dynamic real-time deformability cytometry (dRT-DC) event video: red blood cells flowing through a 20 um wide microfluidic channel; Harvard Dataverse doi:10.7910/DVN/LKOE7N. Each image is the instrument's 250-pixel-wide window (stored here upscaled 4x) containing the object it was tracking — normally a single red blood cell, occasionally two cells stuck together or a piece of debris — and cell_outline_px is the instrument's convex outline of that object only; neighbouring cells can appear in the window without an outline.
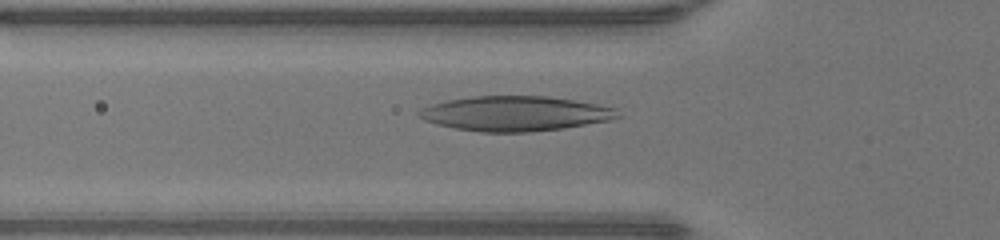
{"species": "human", "species_latin": "Homo sapiens", "temperature_condition": "warm", "stored_images_in_passage": 47, "camera_frame_rate_fps": 3000, "um_per_image_px": 0.085, "donor": {"sex": "male"}, "frame": {"image": 1, "passage_image": 15, "time_ms": 4.667, "image_size_px": [1000, 240], "cell_outline_px": [[620, 116], [612, 120], [564, 128], [532, 132], [480, 132], [456, 128], [436, 124], [424, 120], [416, 116], [416, 112], [420, 108], [432, 104], [448, 100], [472, 96], [544, 96], [576, 100], [616, 108]], "centroid_in_image_um": [43.77, 9.65], "position_along_channel_um": 82.0, "area_um2": 40.58}}
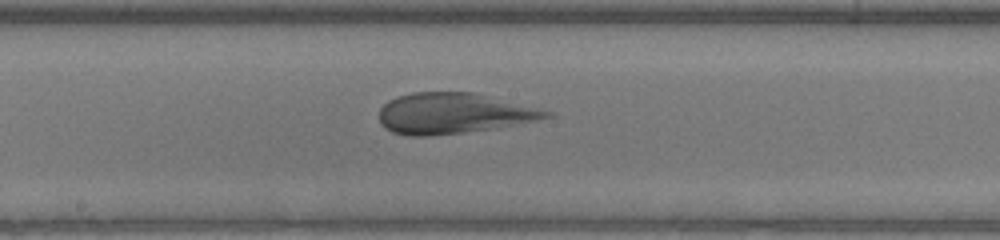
{"frame": {"image": 2, "passage_image": 24, "time_ms": 7.667, "image_size_px": [1000, 240], "cell_outline_px": [[556, 112], [552, 116], [492, 128], [464, 132], [428, 136], [408, 136], [392, 132], [384, 128], [380, 124], [380, 108], [388, 100], [396, 96], [412, 92], [476, 92]], "centroid_in_image_um": [38.49, 9.62], "position_along_channel_um": 209.7, "area_um2": 39.59}}
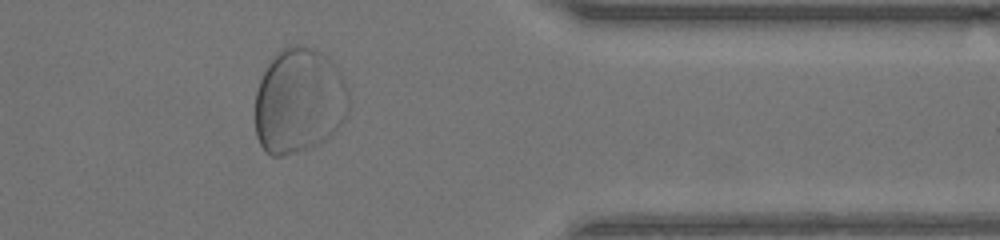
{"frame": {"image": 3, "passage_image": 38, "time_ms": 12.333, "image_size_px": [1000, 240], "cell_outline_px": [[352, 100], [348, 112], [344, 120], [324, 140], [316, 144], [284, 156], [272, 156], [264, 152], [256, 136], [256, 92], [260, 80], [268, 64], [276, 52], [288, 44], [304, 44], [316, 48], [328, 56], [332, 60], [340, 72], [344, 80]], "centroid_in_image_um": [25.44, 8.52], "position_along_channel_um": 386.0, "area_um2": 58.2}, "authors_computed_cell_mechanics": {"area_um2": 45.1418, "velocity_mm_per_s": 4.2164, "shape_relaxation_time_tau1_ms": 9.9872, "shape_relaxation_time_tau2_ms": null, "deformation_change_tau1": 0.3145, "deformation_change_tau2": null}}